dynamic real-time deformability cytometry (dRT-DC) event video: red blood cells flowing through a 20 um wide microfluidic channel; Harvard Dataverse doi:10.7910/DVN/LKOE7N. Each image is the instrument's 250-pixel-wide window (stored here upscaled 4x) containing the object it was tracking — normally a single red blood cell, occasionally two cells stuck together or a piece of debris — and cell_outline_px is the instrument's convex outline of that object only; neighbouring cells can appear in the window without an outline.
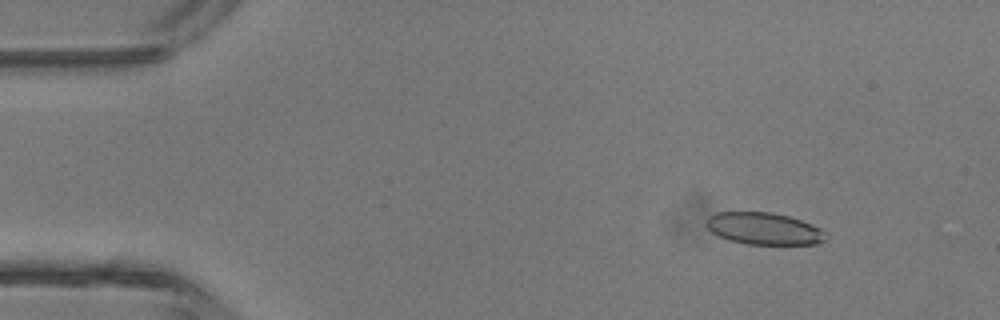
{"species": "common noctule bat (a hibernating species)", "species_latin": "Nyctalus noctula", "temperature_condition": "room temperature", "stored_images_in_passage": 5, "camera_frame_rate_fps": 3000, "um_per_image_px": 0.085, "animal": {"sex": "male", "body_mass_g": 13.3}, "frame": {"image": 1, "passage_image": 2, "time_ms": 1.0, "image_size_px": [1000, 320], "cell_outline_px": [[824, 240], [816, 244], [748, 244], [728, 240], [712, 232], [708, 228], [708, 216], [716, 212], [772, 212], [788, 216], [812, 224], [820, 228]], "centroid_in_image_um": [64.9, 19.42], "position_along_channel_um": 20.1, "area_um2": 21.91}}